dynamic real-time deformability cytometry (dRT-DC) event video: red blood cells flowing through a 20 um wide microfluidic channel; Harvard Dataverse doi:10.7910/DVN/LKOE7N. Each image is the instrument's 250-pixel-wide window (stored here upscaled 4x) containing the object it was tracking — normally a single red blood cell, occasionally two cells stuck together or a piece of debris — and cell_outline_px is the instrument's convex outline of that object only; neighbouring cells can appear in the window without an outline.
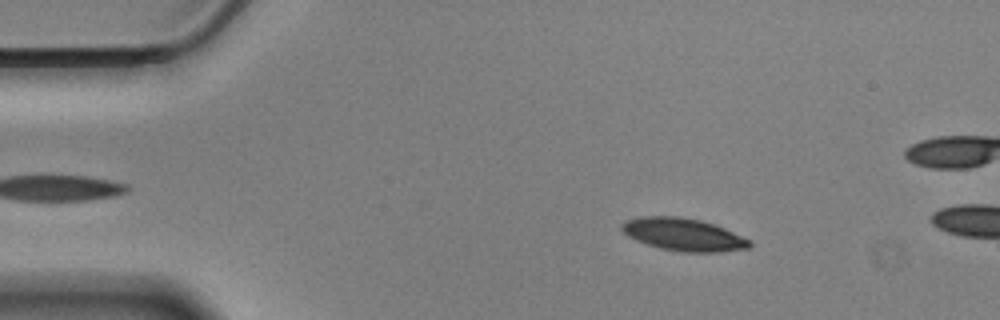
{"species": "Egyptian fruit bat (a non-hibernating species)", "species_latin": "Rousettus aegyptiacus", "temperature_condition": "cold", "stored_images_in_passage": 14, "camera_frame_rate_fps": 3000, "um_per_image_px": 0.085, "animal": {"sex": "male"}, "frame": {"image": 1, "passage_image": 8, "time_ms": 2.333, "image_size_px": [1000, 320], "cell_outline_px": [[752, 244], [748, 248], [720, 252], [680, 252], [660, 248], [636, 240], [628, 236], [620, 228], [620, 224], [624, 220], [640, 216], [680, 216], [700, 220], [716, 224], [752, 240]], "centroid_in_image_um": [58.1, 19.92], "position_along_channel_um": 26.9, "area_um2": 24.57}}